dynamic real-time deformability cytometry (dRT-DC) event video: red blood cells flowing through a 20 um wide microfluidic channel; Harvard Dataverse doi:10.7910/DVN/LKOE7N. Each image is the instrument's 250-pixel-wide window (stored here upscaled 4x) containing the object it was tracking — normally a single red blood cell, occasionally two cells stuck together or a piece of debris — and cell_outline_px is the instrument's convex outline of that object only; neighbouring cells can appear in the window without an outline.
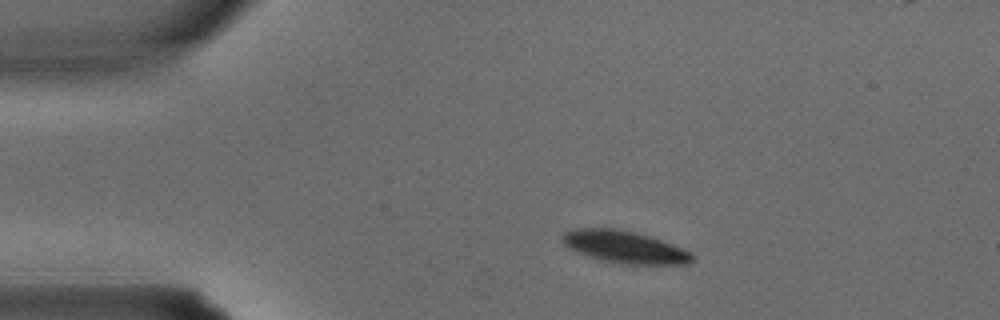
{"species": "common noctule bat (a hibernating species)", "species_latin": "Nyctalus noctula", "temperature_condition": "warm", "stored_images_in_passage": 2, "camera_frame_rate_fps": 3000, "um_per_image_px": 0.085, "animal": {"sex": "male", "body_mass_g": 15.6}, "frame": {"image": 1, "passage_image": 1, "time_ms": 0.0, "image_size_px": [1000, 320], "cell_outline_px": [[696, 260], [688, 264], [628, 264], [588, 256], [564, 244], [560, 240], [560, 236], [564, 232], [576, 228], [612, 228], [632, 232], [648, 236], [672, 244], [688, 252]], "centroid_in_image_um": [53.07, 20.98], "position_along_channel_um": 31.9, "area_um2": 23.7}}
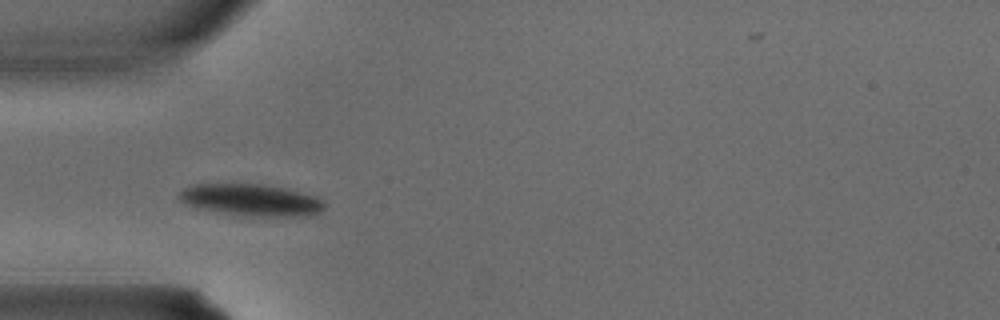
{"frame": {"image": 2, "passage_image": 2, "time_ms": 0.333, "image_size_px": [1000, 320], "cell_outline_px": [[324, 208], [320, 212], [300, 216], [244, 216], [208, 212], [196, 208], [180, 200], [180, 192], [184, 188], [192, 184], [264, 184], [288, 188], [320, 196], [324, 200]], "centroid_in_image_um": [21.37, 17.0], "position_along_channel_um": 63.6, "area_um2": 27.51}}